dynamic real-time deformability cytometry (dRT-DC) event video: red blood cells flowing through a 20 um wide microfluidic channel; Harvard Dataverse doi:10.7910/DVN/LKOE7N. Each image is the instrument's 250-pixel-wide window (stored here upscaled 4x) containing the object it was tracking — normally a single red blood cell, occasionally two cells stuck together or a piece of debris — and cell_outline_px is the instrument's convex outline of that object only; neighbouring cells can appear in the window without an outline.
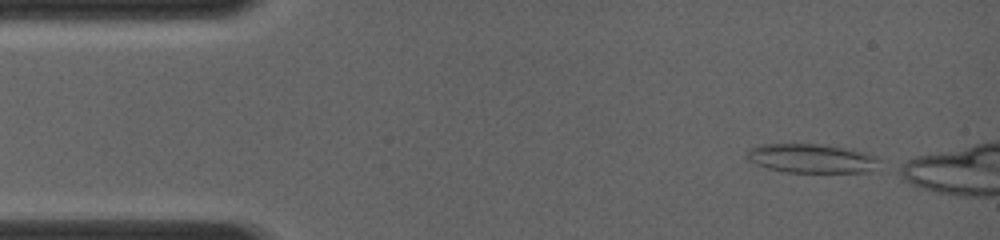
{"species": "common noctule bat (a hibernating species)", "species_latin": "Nyctalus noctula", "temperature_condition": "room temperature", "stored_images_in_passage": 28, "camera_frame_rate_fps": 4000, "um_per_image_px": 0.085, "animal": {"sex": "female", "body_mass_g": 19.0, "forearm_length_mm": 56.7}, "frame": {"image": 1, "passage_image": 1, "time_ms": 0.0, "image_size_px": [1000, 240], "cell_outline_px": [[880, 160], [864, 172], [784, 172], [768, 168], [756, 164], [748, 160], [744, 156], [752, 148], [760, 144], [820, 144], [852, 148], [876, 156]], "centroid_in_image_um": [68.92, 13.45], "position_along_channel_um": 16.1, "area_um2": 22.25}}
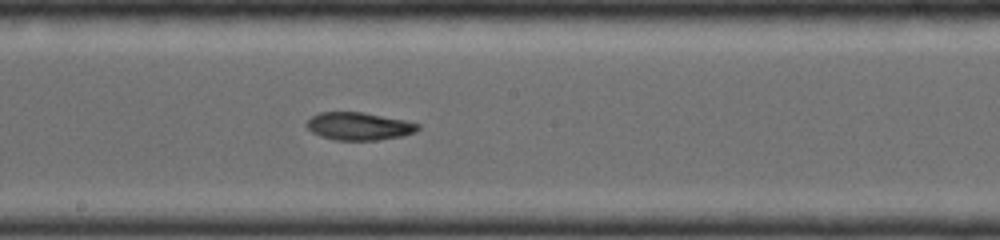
{"frame": {"image": 2, "passage_image": 19, "time_ms": 6.25, "image_size_px": [1000, 240], "cell_outline_px": [[420, 128], [416, 132], [404, 136], [376, 140], [336, 140], [320, 136], [312, 132], [308, 128], [308, 120], [312, 116], [320, 112], [364, 112], [404, 120], [420, 124]], "centroid_in_image_um": [30.55, 10.73], "position_along_channel_um": 217.7, "area_um2": 17.98}}
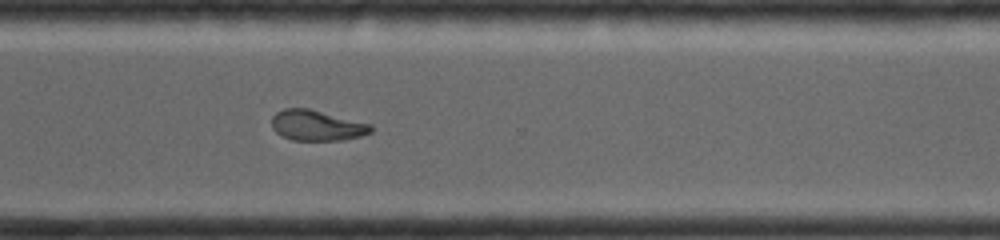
{"frame": {"image": 3, "passage_image": 28, "time_ms": 9.0, "image_size_px": [1000, 240], "cell_outline_px": [[372, 132], [360, 136], [344, 140], [292, 140], [276, 132], [272, 128], [272, 116], [276, 112], [284, 108], [308, 108], [372, 124]], "centroid_in_image_um": [26.93, 10.66], "position_along_channel_um": 343.7, "area_um2": 17.63}}